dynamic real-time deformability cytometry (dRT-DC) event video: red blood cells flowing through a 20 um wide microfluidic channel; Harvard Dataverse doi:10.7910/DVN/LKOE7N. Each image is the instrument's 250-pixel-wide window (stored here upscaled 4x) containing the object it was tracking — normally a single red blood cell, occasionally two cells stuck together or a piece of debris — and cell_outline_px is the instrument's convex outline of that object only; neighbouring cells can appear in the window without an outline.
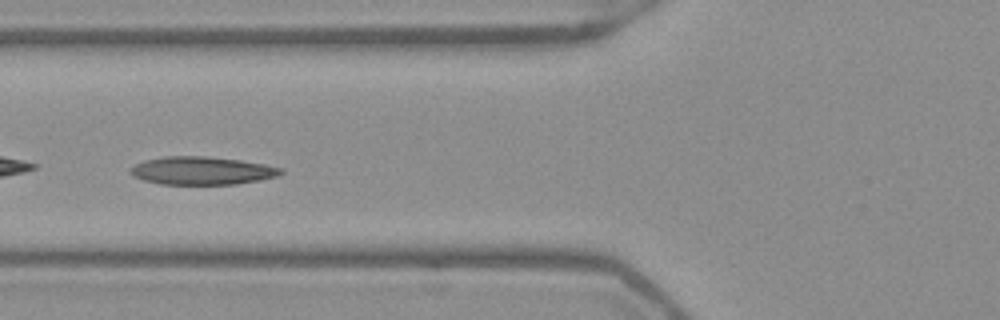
{"species": "Egyptian fruit bat (a non-hibernating species)", "species_latin": "Rousettus aegyptiacus", "temperature_condition": "warm", "stored_images_in_passage": 50, "camera_frame_rate_fps": 3000, "um_per_image_px": 0.085, "frame": {"image": 1, "passage_image": 18, "time_ms": 5.667, "image_size_px": [1000, 320], "cell_outline_px": [[284, 172], [276, 176], [260, 180], [236, 184], [160, 184], [144, 180], [132, 176], [128, 172], [128, 168], [144, 160], [164, 156], [208, 156], [240, 160], [264, 164], [284, 168]], "centroid_in_image_um": [17.14, 14.5], "position_along_channel_um": 108.7, "area_um2": 24.74}}
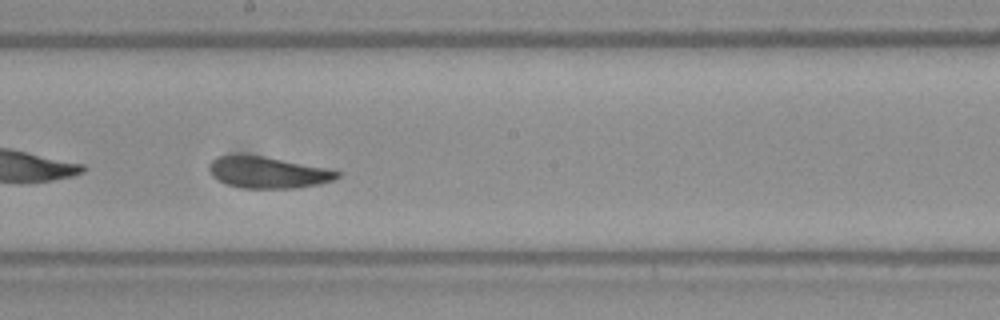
{"frame": {"image": 2, "passage_image": 27, "time_ms": 8.667, "image_size_px": [1000, 320], "cell_outline_px": [[340, 176], [332, 180], [320, 184], [296, 188], [244, 188], [228, 184], [212, 176], [208, 168], [208, 164], [212, 160], [220, 156], [264, 156], [328, 168], [340, 172]], "centroid_in_image_um": [22.81, 14.66], "position_along_channel_um": 225.4, "area_um2": 23.18}}
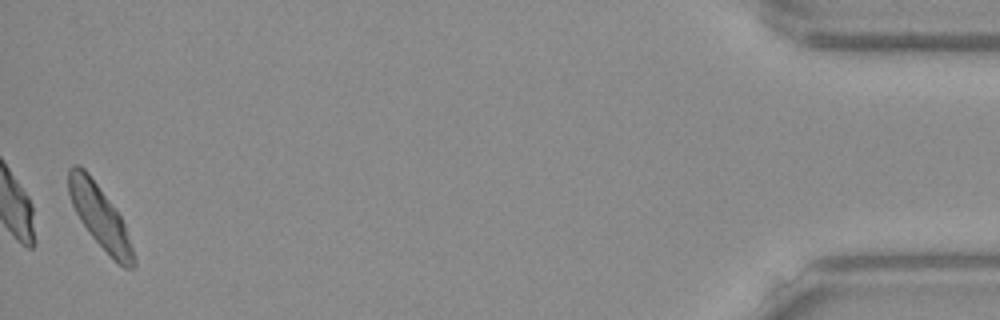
{"frame": {"image": 3, "passage_image": 49, "time_ms": 16.0, "image_size_px": [1000, 320], "cell_outline_px": [[136, 264], [132, 268], [124, 268], [88, 232], [80, 220], [72, 204], [68, 192], [68, 168], [72, 164], [80, 164], [88, 172], [120, 216], [124, 224], [136, 260]], "centroid_in_image_um": [8.45, 18.35], "position_along_channel_um": 426.7, "area_um2": 23.06}, "authors_computed_cell_mechanics": {"area_um2": 23.9581, "velocity_mm_per_s": 3.8866, "shape_relaxation_time_tau1_ms": 3.7912, "shape_relaxation_time_tau2_ms": 3.0394, "deformation_change_tau1": 0.1194, "deformation_change_tau2": 0.0818}}